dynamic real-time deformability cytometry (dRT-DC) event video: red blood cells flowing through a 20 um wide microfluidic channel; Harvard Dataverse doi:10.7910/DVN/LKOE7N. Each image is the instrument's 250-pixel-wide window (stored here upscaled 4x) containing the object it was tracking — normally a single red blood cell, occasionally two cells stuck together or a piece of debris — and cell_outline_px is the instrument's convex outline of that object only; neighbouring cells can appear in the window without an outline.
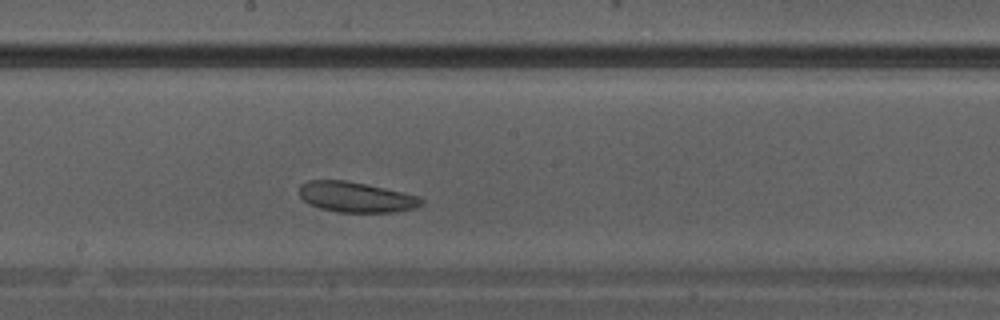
{"species": "Egyptian fruit bat (a non-hibernating species)", "species_latin": "Rousettus aegyptiacus", "temperature_condition": "warm", "stored_images_in_passage": 12, "camera_frame_rate_fps": 3000, "um_per_image_px": 0.085, "animal": {"sex": "male"}, "frame": {"image": 1, "passage_image": 10, "time_ms": 3.0, "image_size_px": [1000, 320], "cell_outline_px": [[424, 200], [420, 204], [412, 208], [392, 212], [336, 212], [320, 208], [304, 200], [300, 196], [300, 184], [308, 180], [348, 180], [404, 192], [420, 196]], "centroid_in_image_um": [30.25, 16.74], "position_along_channel_um": 217.9, "area_um2": 21.5}}